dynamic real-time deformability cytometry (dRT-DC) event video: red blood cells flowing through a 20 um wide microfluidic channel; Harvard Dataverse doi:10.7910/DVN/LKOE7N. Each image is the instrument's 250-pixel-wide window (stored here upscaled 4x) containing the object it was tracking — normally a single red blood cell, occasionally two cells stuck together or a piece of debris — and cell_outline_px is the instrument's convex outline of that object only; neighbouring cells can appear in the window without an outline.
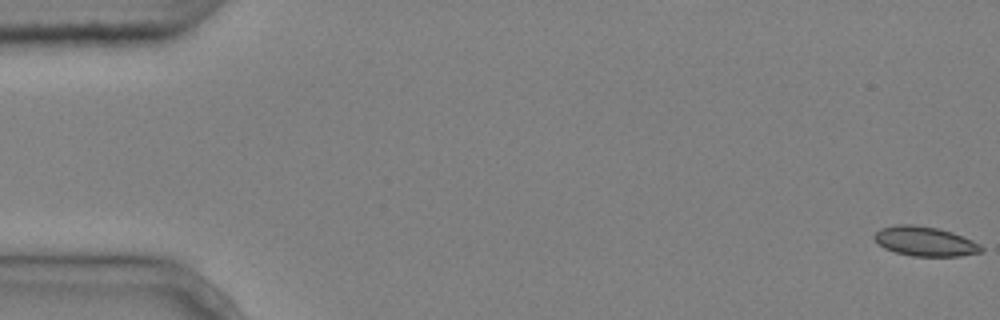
{"species": "common noctule bat (a hibernating species)", "species_latin": "Nyctalus noctula", "temperature_condition": "cold", "stored_images_in_passage": 5, "segment_of_instrument_passage": [1, 2], "camera_frame_rate_fps": 3000, "um_per_image_px": 0.085, "animal": {"sex": "male", "body_mass_g": 20.4}, "frame": {"image": 1, "passage_image": 1, "time_ms": 0.0, "image_size_px": [1000, 320], "cell_outline_px": [[984, 252], [960, 256], [912, 256], [896, 252], [884, 248], [872, 236], [880, 228], [896, 224], [912, 224], [940, 228], [952, 232], [972, 240], [980, 244], [984, 248]], "centroid_in_image_um": [78.65, 20.51], "position_along_channel_um": 6.4, "area_um2": 18.55}}
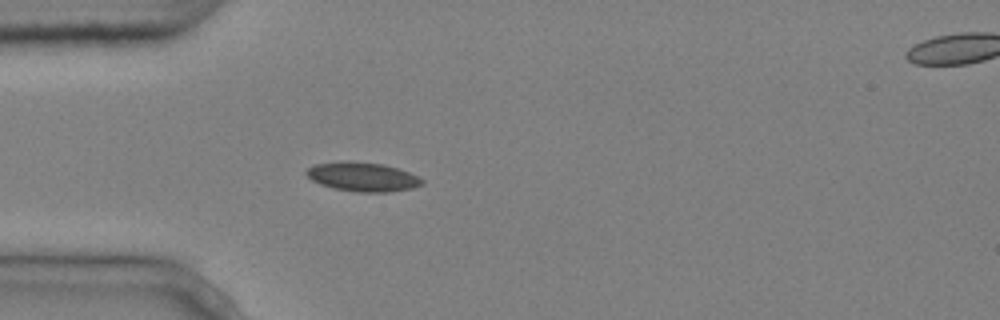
{"frame": {"image": 2, "passage_image": 4, "time_ms": 1.0, "image_size_px": [1000, 320], "cell_outline_px": [[424, 184], [412, 188], [388, 192], [356, 192], [332, 188], [320, 184], [312, 180], [304, 172], [312, 164], [340, 160], [344, 160], [384, 164], [408, 172], [424, 180]], "centroid_in_image_um": [30.77, 15.02], "position_along_channel_um": 54.2, "area_um2": 19.83}}